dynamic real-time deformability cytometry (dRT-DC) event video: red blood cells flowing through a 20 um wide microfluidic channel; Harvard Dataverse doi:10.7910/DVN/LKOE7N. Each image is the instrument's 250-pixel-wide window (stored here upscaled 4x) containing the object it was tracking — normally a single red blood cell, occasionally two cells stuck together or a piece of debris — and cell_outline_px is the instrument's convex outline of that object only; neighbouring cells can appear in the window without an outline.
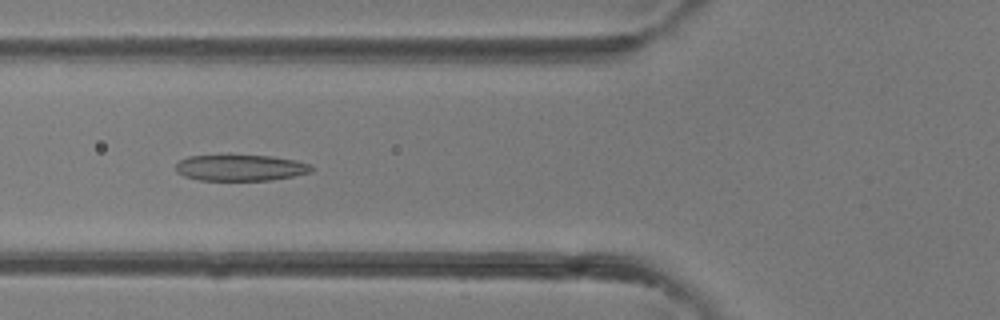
{"species": "common noctule bat (a hibernating species)", "species_latin": "Nyctalus noctula", "temperature_condition": "room temperature", "stored_images_in_passage": 39, "camera_frame_rate_fps": 3000, "um_per_image_px": 0.085, "animal": {"sex": "female"}, "frame": {"image": 1, "passage_image": 14, "time_ms": 4.333, "image_size_px": [1000, 320], "cell_outline_px": [[312, 172], [272, 180], [200, 180], [184, 176], [176, 172], [176, 164], [180, 160], [188, 156], [272, 156], [296, 160], [308, 164], [312, 168]], "centroid_in_image_um": [20.43, 14.27], "position_along_channel_um": 105.4, "area_um2": 20.4}}
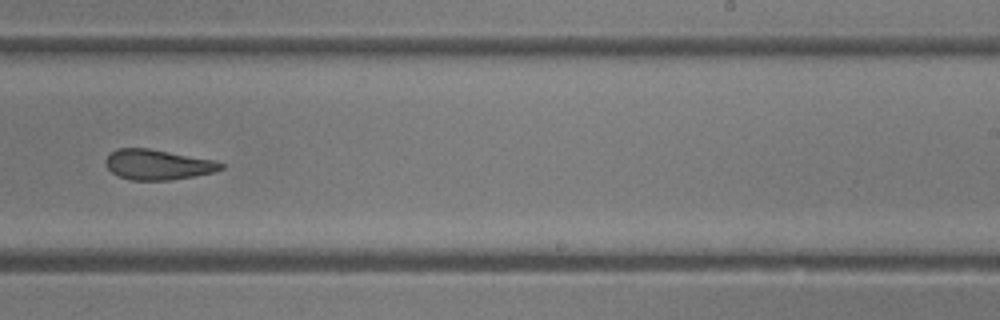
{"frame": {"image": 2, "passage_image": 24, "time_ms": 7.667, "image_size_px": [1000, 320], "cell_outline_px": [[224, 168], [216, 172], [168, 180], [132, 180], [120, 176], [112, 172], [104, 164], [104, 160], [116, 148], [148, 148], [216, 160], [224, 164]], "centroid_in_image_um": [13.43, 13.98], "position_along_channel_um": 275.6, "area_um2": 20.29}}
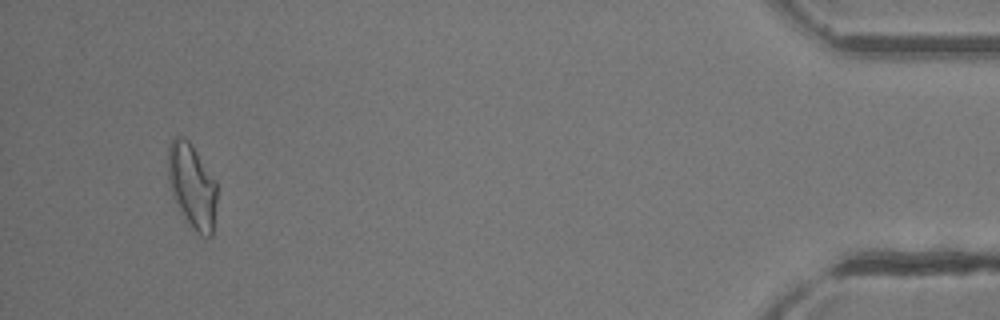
{"frame": {"image": 3, "passage_image": 37, "time_ms": 12.0, "image_size_px": [1000, 320], "cell_outline_px": [[216, 200], [212, 236], [204, 236], [196, 232], [180, 208], [172, 192], [168, 180], [168, 144], [176, 136], [180, 136], [188, 140], [216, 180]], "centroid_in_image_um": [16.33, 15.76], "position_along_channel_um": 418.9, "area_um2": 23.47}}